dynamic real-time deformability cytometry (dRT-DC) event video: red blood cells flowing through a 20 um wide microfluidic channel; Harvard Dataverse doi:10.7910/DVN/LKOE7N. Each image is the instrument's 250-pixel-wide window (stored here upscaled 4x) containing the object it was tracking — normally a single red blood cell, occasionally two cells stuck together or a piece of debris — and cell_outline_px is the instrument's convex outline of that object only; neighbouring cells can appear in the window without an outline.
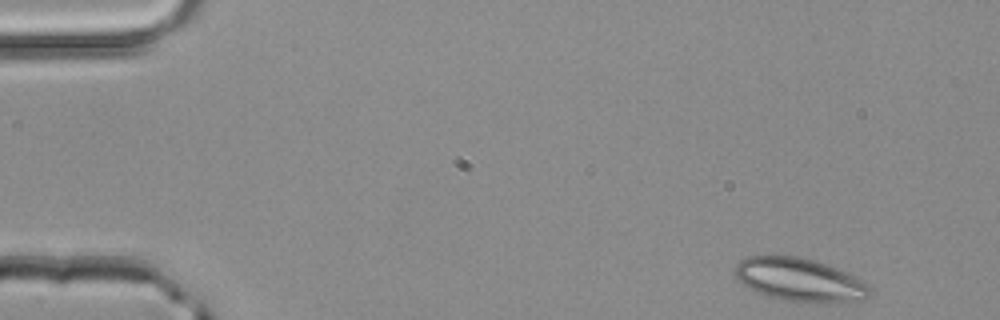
{"species": "common noctule bat (a hibernating species)", "species_latin": "Nyctalus noctula", "temperature_condition": "room temperature", "stored_images_in_passage": 3, "camera_frame_rate_fps": 3000, "um_per_image_px": 0.085, "animal": {"sex": "male", "body_mass_g": 20.4}, "frame": {"image": 1, "passage_image": 1, "time_ms": 0.0, "image_size_px": [1000, 320], "cell_outline_px": [[868, 296], [864, 300], [828, 304], [800, 304], [768, 296], [756, 292], [748, 288], [736, 276], [736, 264], [740, 260], [748, 256], [768, 252], [800, 256], [816, 260], [848, 272], [864, 280], [868, 284]], "centroid_in_image_um": [67.97, 23.77], "position_along_channel_um": 17.0, "area_um2": 35.43}}